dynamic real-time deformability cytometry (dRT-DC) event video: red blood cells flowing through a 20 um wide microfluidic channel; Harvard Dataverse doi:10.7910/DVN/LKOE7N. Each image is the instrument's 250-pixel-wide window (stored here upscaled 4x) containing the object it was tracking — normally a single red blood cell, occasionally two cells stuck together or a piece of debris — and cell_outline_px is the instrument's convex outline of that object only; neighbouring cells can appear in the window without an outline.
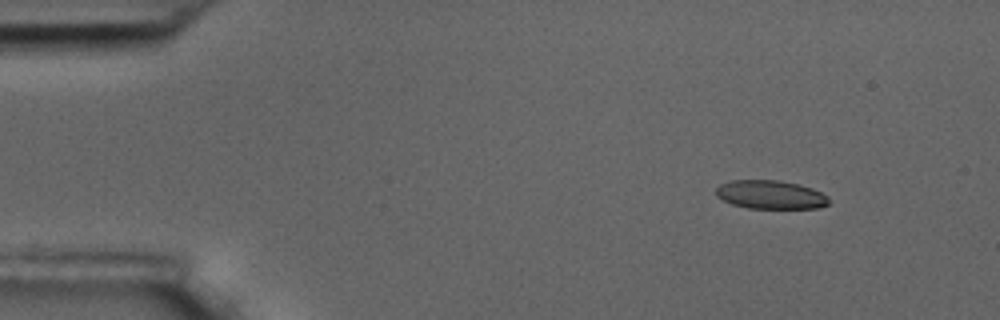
{"species": "common noctule bat (a hibernating species)", "species_latin": "Nyctalus noctula", "temperature_condition": "room temperature", "stored_images_in_passage": 4, "camera_frame_rate_fps": 3000, "um_per_image_px": 0.085, "animal": {"sex": "male", "body_mass_g": 17.5, "forearm_length_mm": 52.3}, "frame": {"image": 1, "passage_image": 2, "time_ms": 0.333, "image_size_px": [1000, 320], "cell_outline_px": [[828, 204], [820, 208], [748, 208], [732, 204], [716, 196], [716, 188], [720, 184], [728, 180], [776, 180], [800, 184], [812, 188], [828, 196]], "centroid_in_image_um": [65.48, 16.54], "position_along_channel_um": 19.5, "area_um2": 18.84}}
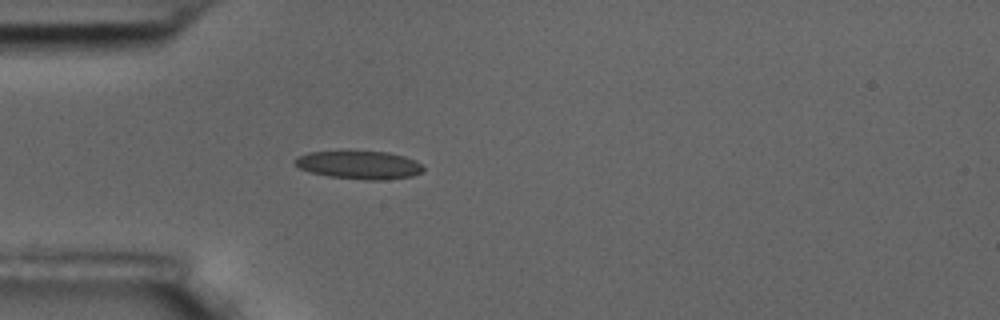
{"frame": {"image": 2, "passage_image": 4, "time_ms": 1.0, "image_size_px": [1000, 320], "cell_outline_px": [[424, 172], [412, 176], [384, 180], [364, 180], [328, 176], [312, 172], [300, 168], [292, 160], [296, 156], [308, 152], [388, 152], [404, 156], [416, 160], [424, 164]], "centroid_in_image_um": [30.58, 14.03], "position_along_channel_um": 54.4, "area_um2": 21.1}}